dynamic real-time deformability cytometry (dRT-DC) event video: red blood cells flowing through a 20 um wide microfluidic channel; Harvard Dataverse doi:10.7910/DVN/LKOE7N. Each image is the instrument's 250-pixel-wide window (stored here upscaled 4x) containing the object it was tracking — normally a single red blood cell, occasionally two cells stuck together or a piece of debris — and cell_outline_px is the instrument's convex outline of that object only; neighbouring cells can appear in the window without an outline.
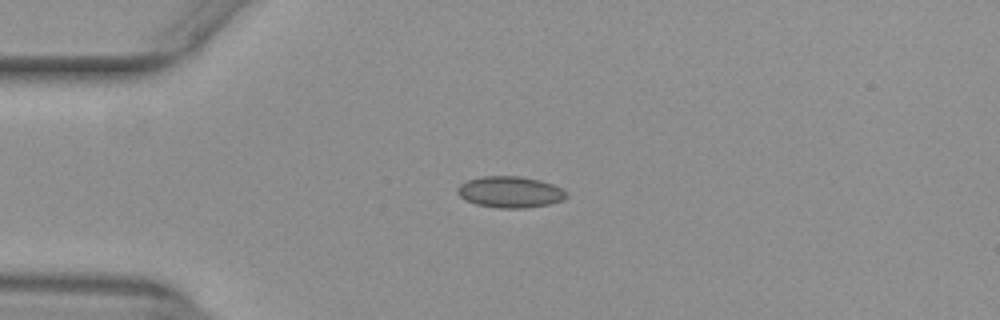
{"species": "common noctule bat (a hibernating species)", "species_latin": "Nyctalus noctula", "temperature_condition": "warm", "stored_images_in_passage": 10, "camera_frame_rate_fps": 3000, "um_per_image_px": 0.085, "animal": {"sex": "female", "body_mass_g": 29.2, "forearm_length_mm": 56.3}, "frame": {"image": 1, "passage_image": 6, "time_ms": 1.667, "image_size_px": [1000, 320], "cell_outline_px": [[568, 196], [564, 200], [548, 204], [524, 208], [496, 208], [476, 204], [460, 196], [456, 192], [456, 188], [460, 184], [468, 180], [484, 176], [520, 176], [540, 180], [552, 184], [568, 192]], "centroid_in_image_um": [43.37, 16.32], "position_along_channel_um": 41.6, "area_um2": 19.88}}